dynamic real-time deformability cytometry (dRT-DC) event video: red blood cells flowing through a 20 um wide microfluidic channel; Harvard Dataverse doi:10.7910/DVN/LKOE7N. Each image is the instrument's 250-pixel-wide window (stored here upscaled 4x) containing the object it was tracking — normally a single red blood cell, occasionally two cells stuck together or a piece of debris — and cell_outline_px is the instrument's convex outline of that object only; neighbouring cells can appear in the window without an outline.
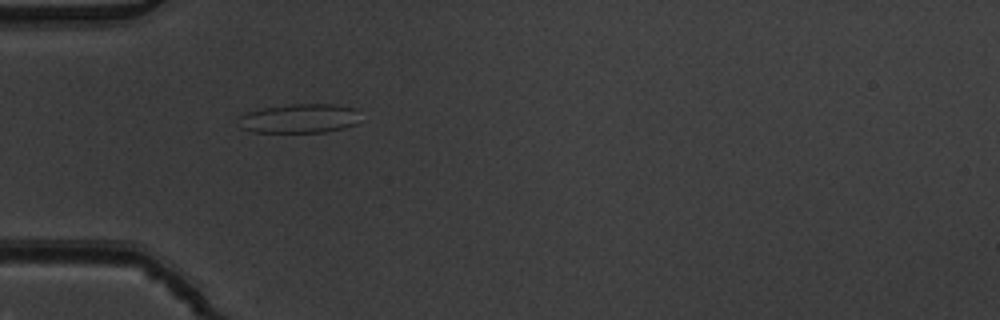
{"species": "common noctule bat (a hibernating species)", "species_latin": "Nyctalus noctula", "temperature_condition": "warm", "stored_images_in_passage": 3, "camera_frame_rate_fps": 3000, "um_per_image_px": 0.085, "animal": {"sex": "male", "body_mass_g": 19.5, "forearm_length_mm": 54.6}, "frame": {"image": 1, "passage_image": 2, "time_ms": 0.333, "image_size_px": [1000, 320], "cell_outline_px": [[356, 124], [344, 128], [324, 132], [252, 132], [240, 128], [236, 116], [244, 112], [260, 108], [288, 104], [332, 104], [356, 108]], "centroid_in_image_um": [25.33, 10.06], "position_along_channel_um": 59.7, "area_um2": 20.98}}
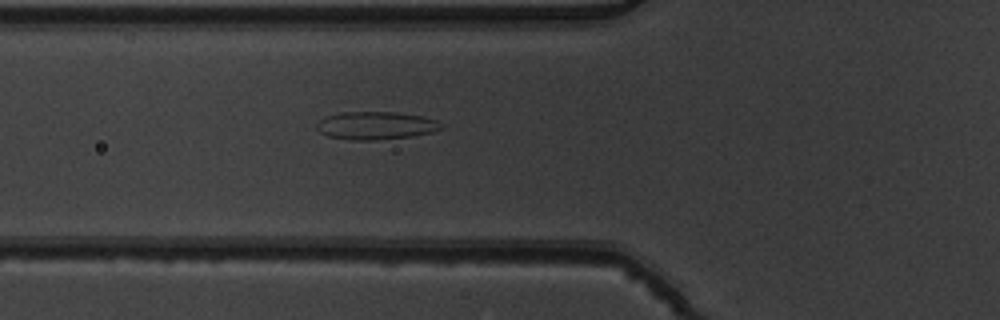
{"frame": {"image": 2, "passage_image": 3, "time_ms": 0.667, "image_size_px": [1000, 320], "cell_outline_px": [[444, 128], [432, 132], [412, 136], [372, 140], [352, 140], [328, 136], [320, 132], [316, 128], [316, 124], [324, 116], [340, 112], [396, 112], [420, 116], [436, 120], [444, 124]], "centroid_in_image_um": [31.94, 10.66], "position_along_channel_um": 93.9, "area_um2": 20.29}}